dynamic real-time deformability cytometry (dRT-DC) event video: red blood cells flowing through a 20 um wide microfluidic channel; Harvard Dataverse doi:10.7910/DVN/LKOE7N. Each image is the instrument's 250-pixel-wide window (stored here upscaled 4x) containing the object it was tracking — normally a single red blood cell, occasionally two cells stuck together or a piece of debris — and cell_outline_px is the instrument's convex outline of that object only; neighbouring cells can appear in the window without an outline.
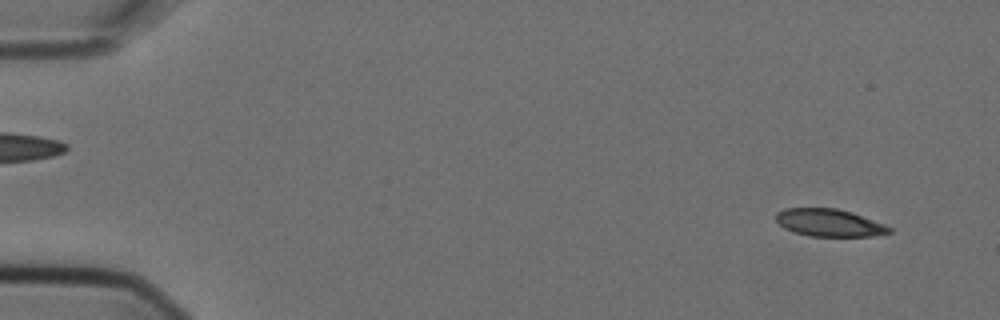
{"species": "Egyptian fruit bat (a non-hibernating species)", "species_latin": "Rousettus aegyptiacus", "temperature_condition": "cold", "stored_images_in_passage": 6, "camera_frame_rate_fps": 3000, "um_per_image_px": 0.085, "animal": {"sex": "female"}, "frame": {"image": 1, "passage_image": 1, "time_ms": 0.0, "image_size_px": [1000, 320], "cell_outline_px": [[892, 232], [872, 236], [808, 236], [784, 228], [776, 220], [776, 212], [784, 208], [836, 208], [852, 212], [884, 224], [892, 228]], "centroid_in_image_um": [70.48, 18.93], "position_along_channel_um": 14.5, "area_um2": 18.09}}
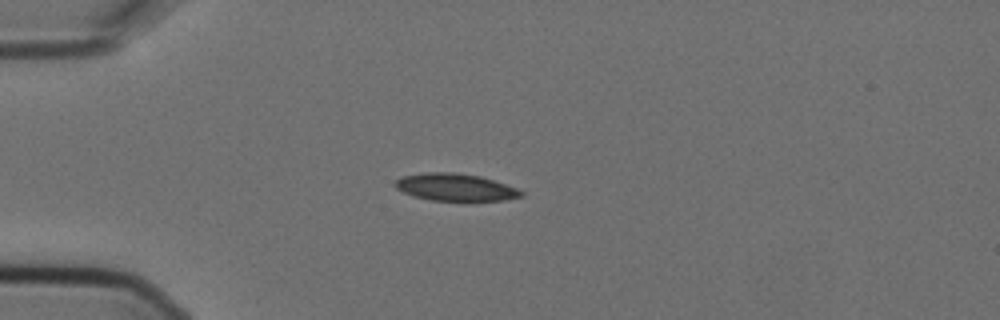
{"frame": {"image": 2, "passage_image": 4, "time_ms": 1.0, "image_size_px": [1000, 320], "cell_outline_px": [[524, 196], [504, 200], [432, 200], [412, 196], [396, 188], [392, 184], [396, 180], [404, 176], [428, 172], [456, 172], [480, 176], [516, 188], [524, 192]], "centroid_in_image_um": [38.69, 15.91], "position_along_channel_um": 46.3, "area_um2": 19.83}}
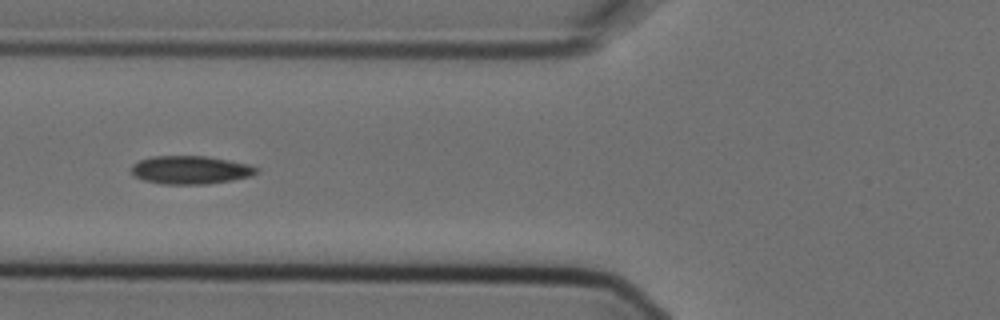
{"frame": {"image": 3, "passage_image": 6, "time_ms": 1.667, "image_size_px": [1000, 320], "cell_outline_px": [[260, 172], [252, 176], [232, 180], [208, 184], [160, 184], [144, 180], [132, 176], [132, 164], [140, 160], [152, 156], [204, 156], [228, 160], [248, 164], [260, 168]], "centroid_in_image_um": [16.21, 14.45], "position_along_channel_um": 109.6, "area_um2": 20.75}}